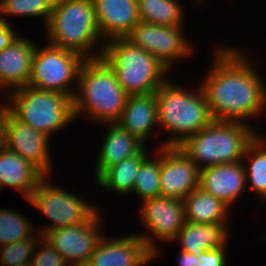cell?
<instances>
[{
	"mask_svg": "<svg viewBox=\"0 0 266 266\" xmlns=\"http://www.w3.org/2000/svg\"><path fill=\"white\" fill-rule=\"evenodd\" d=\"M140 21L163 25L183 26L185 6L180 0H137Z\"/></svg>",
	"mask_w": 266,
	"mask_h": 266,
	"instance_id": "obj_26",
	"label": "cell"
},
{
	"mask_svg": "<svg viewBox=\"0 0 266 266\" xmlns=\"http://www.w3.org/2000/svg\"><path fill=\"white\" fill-rule=\"evenodd\" d=\"M259 131L243 122L213 120L196 134L188 136L178 147L201 170L242 161L247 146Z\"/></svg>",
	"mask_w": 266,
	"mask_h": 266,
	"instance_id": "obj_5",
	"label": "cell"
},
{
	"mask_svg": "<svg viewBox=\"0 0 266 266\" xmlns=\"http://www.w3.org/2000/svg\"><path fill=\"white\" fill-rule=\"evenodd\" d=\"M140 203L142 204L137 213H140L142 225L147 229L137 233L154 252L155 261L162 253L159 243L172 242L185 223L183 201L158 196Z\"/></svg>",
	"mask_w": 266,
	"mask_h": 266,
	"instance_id": "obj_11",
	"label": "cell"
},
{
	"mask_svg": "<svg viewBox=\"0 0 266 266\" xmlns=\"http://www.w3.org/2000/svg\"><path fill=\"white\" fill-rule=\"evenodd\" d=\"M3 97L4 98L0 100V148L5 147L8 118L11 115V103L8 101L7 94H5Z\"/></svg>",
	"mask_w": 266,
	"mask_h": 266,
	"instance_id": "obj_33",
	"label": "cell"
},
{
	"mask_svg": "<svg viewBox=\"0 0 266 266\" xmlns=\"http://www.w3.org/2000/svg\"><path fill=\"white\" fill-rule=\"evenodd\" d=\"M197 83L190 90L170 77L156 92L158 129L169 134L159 148L178 146L213 121L205 94Z\"/></svg>",
	"mask_w": 266,
	"mask_h": 266,
	"instance_id": "obj_3",
	"label": "cell"
},
{
	"mask_svg": "<svg viewBox=\"0 0 266 266\" xmlns=\"http://www.w3.org/2000/svg\"><path fill=\"white\" fill-rule=\"evenodd\" d=\"M199 187L232 210L247 189L243 162L219 164L201 169Z\"/></svg>",
	"mask_w": 266,
	"mask_h": 266,
	"instance_id": "obj_17",
	"label": "cell"
},
{
	"mask_svg": "<svg viewBox=\"0 0 266 266\" xmlns=\"http://www.w3.org/2000/svg\"><path fill=\"white\" fill-rule=\"evenodd\" d=\"M102 58L129 96L156 93L171 72L152 54L126 38L108 40Z\"/></svg>",
	"mask_w": 266,
	"mask_h": 266,
	"instance_id": "obj_6",
	"label": "cell"
},
{
	"mask_svg": "<svg viewBox=\"0 0 266 266\" xmlns=\"http://www.w3.org/2000/svg\"><path fill=\"white\" fill-rule=\"evenodd\" d=\"M229 223L185 222L171 243L180 244V250L199 256L203 251L220 248L230 242Z\"/></svg>",
	"mask_w": 266,
	"mask_h": 266,
	"instance_id": "obj_22",
	"label": "cell"
},
{
	"mask_svg": "<svg viewBox=\"0 0 266 266\" xmlns=\"http://www.w3.org/2000/svg\"><path fill=\"white\" fill-rule=\"evenodd\" d=\"M46 175L34 164L10 151L0 148V191L13 188L29 200L40 181Z\"/></svg>",
	"mask_w": 266,
	"mask_h": 266,
	"instance_id": "obj_21",
	"label": "cell"
},
{
	"mask_svg": "<svg viewBox=\"0 0 266 266\" xmlns=\"http://www.w3.org/2000/svg\"><path fill=\"white\" fill-rule=\"evenodd\" d=\"M32 266H70L67 261L60 256L53 246L43 236L38 240Z\"/></svg>",
	"mask_w": 266,
	"mask_h": 266,
	"instance_id": "obj_31",
	"label": "cell"
},
{
	"mask_svg": "<svg viewBox=\"0 0 266 266\" xmlns=\"http://www.w3.org/2000/svg\"><path fill=\"white\" fill-rule=\"evenodd\" d=\"M237 46L218 45L199 84L214 121L243 122L264 115L266 81L252 57ZM249 122V123H248Z\"/></svg>",
	"mask_w": 266,
	"mask_h": 266,
	"instance_id": "obj_1",
	"label": "cell"
},
{
	"mask_svg": "<svg viewBox=\"0 0 266 266\" xmlns=\"http://www.w3.org/2000/svg\"><path fill=\"white\" fill-rule=\"evenodd\" d=\"M45 31L48 44L85 59L102 57L105 42L98 29L93 0H55Z\"/></svg>",
	"mask_w": 266,
	"mask_h": 266,
	"instance_id": "obj_4",
	"label": "cell"
},
{
	"mask_svg": "<svg viewBox=\"0 0 266 266\" xmlns=\"http://www.w3.org/2000/svg\"><path fill=\"white\" fill-rule=\"evenodd\" d=\"M184 28L186 27L163 26L140 21L126 39L152 54L170 72H173L178 62L190 59L196 53L194 52L196 45L187 38Z\"/></svg>",
	"mask_w": 266,
	"mask_h": 266,
	"instance_id": "obj_10",
	"label": "cell"
},
{
	"mask_svg": "<svg viewBox=\"0 0 266 266\" xmlns=\"http://www.w3.org/2000/svg\"><path fill=\"white\" fill-rule=\"evenodd\" d=\"M132 193L140 198V202L160 196V148L158 146L142 161L135 177Z\"/></svg>",
	"mask_w": 266,
	"mask_h": 266,
	"instance_id": "obj_27",
	"label": "cell"
},
{
	"mask_svg": "<svg viewBox=\"0 0 266 266\" xmlns=\"http://www.w3.org/2000/svg\"><path fill=\"white\" fill-rule=\"evenodd\" d=\"M110 238L104 235L86 266H147L154 252L138 234Z\"/></svg>",
	"mask_w": 266,
	"mask_h": 266,
	"instance_id": "obj_15",
	"label": "cell"
},
{
	"mask_svg": "<svg viewBox=\"0 0 266 266\" xmlns=\"http://www.w3.org/2000/svg\"><path fill=\"white\" fill-rule=\"evenodd\" d=\"M247 190L266 202V136L258 134L247 146L243 159ZM249 185V186H248Z\"/></svg>",
	"mask_w": 266,
	"mask_h": 266,
	"instance_id": "obj_25",
	"label": "cell"
},
{
	"mask_svg": "<svg viewBox=\"0 0 266 266\" xmlns=\"http://www.w3.org/2000/svg\"><path fill=\"white\" fill-rule=\"evenodd\" d=\"M227 246H222L220 248L203 251L199 256H197V265L196 266H227L228 265V256Z\"/></svg>",
	"mask_w": 266,
	"mask_h": 266,
	"instance_id": "obj_32",
	"label": "cell"
},
{
	"mask_svg": "<svg viewBox=\"0 0 266 266\" xmlns=\"http://www.w3.org/2000/svg\"><path fill=\"white\" fill-rule=\"evenodd\" d=\"M52 176L46 175L38 184L27 202L31 203L39 212L43 213L51 224L40 226L37 233L44 236L48 231L68 227L75 224H84L99 210L100 206L84 199L74 189L56 186L50 182ZM50 178V179H49ZM74 191V192H73ZM48 225V226H47Z\"/></svg>",
	"mask_w": 266,
	"mask_h": 266,
	"instance_id": "obj_8",
	"label": "cell"
},
{
	"mask_svg": "<svg viewBox=\"0 0 266 266\" xmlns=\"http://www.w3.org/2000/svg\"><path fill=\"white\" fill-rule=\"evenodd\" d=\"M116 124L146 146L158 127L156 93L128 96Z\"/></svg>",
	"mask_w": 266,
	"mask_h": 266,
	"instance_id": "obj_19",
	"label": "cell"
},
{
	"mask_svg": "<svg viewBox=\"0 0 266 266\" xmlns=\"http://www.w3.org/2000/svg\"><path fill=\"white\" fill-rule=\"evenodd\" d=\"M128 96L102 57L86 59L80 68L72 99L74 120L81 116L98 126L114 124L119 120Z\"/></svg>",
	"mask_w": 266,
	"mask_h": 266,
	"instance_id": "obj_2",
	"label": "cell"
},
{
	"mask_svg": "<svg viewBox=\"0 0 266 266\" xmlns=\"http://www.w3.org/2000/svg\"><path fill=\"white\" fill-rule=\"evenodd\" d=\"M193 1L194 4H198L197 6H202L203 4L205 5V3L208 1V0H191Z\"/></svg>",
	"mask_w": 266,
	"mask_h": 266,
	"instance_id": "obj_36",
	"label": "cell"
},
{
	"mask_svg": "<svg viewBox=\"0 0 266 266\" xmlns=\"http://www.w3.org/2000/svg\"><path fill=\"white\" fill-rule=\"evenodd\" d=\"M55 0H0V16L6 21L8 17L31 18L43 20V27L47 25L52 14Z\"/></svg>",
	"mask_w": 266,
	"mask_h": 266,
	"instance_id": "obj_29",
	"label": "cell"
},
{
	"mask_svg": "<svg viewBox=\"0 0 266 266\" xmlns=\"http://www.w3.org/2000/svg\"><path fill=\"white\" fill-rule=\"evenodd\" d=\"M85 60L80 54L48 43L43 47L37 45L27 86L56 91L73 99L77 89L78 74Z\"/></svg>",
	"mask_w": 266,
	"mask_h": 266,
	"instance_id": "obj_9",
	"label": "cell"
},
{
	"mask_svg": "<svg viewBox=\"0 0 266 266\" xmlns=\"http://www.w3.org/2000/svg\"><path fill=\"white\" fill-rule=\"evenodd\" d=\"M19 266H32V263L22 264V265H19Z\"/></svg>",
	"mask_w": 266,
	"mask_h": 266,
	"instance_id": "obj_37",
	"label": "cell"
},
{
	"mask_svg": "<svg viewBox=\"0 0 266 266\" xmlns=\"http://www.w3.org/2000/svg\"><path fill=\"white\" fill-rule=\"evenodd\" d=\"M199 172L178 146L160 148V196L183 200L199 187Z\"/></svg>",
	"mask_w": 266,
	"mask_h": 266,
	"instance_id": "obj_13",
	"label": "cell"
},
{
	"mask_svg": "<svg viewBox=\"0 0 266 266\" xmlns=\"http://www.w3.org/2000/svg\"><path fill=\"white\" fill-rule=\"evenodd\" d=\"M28 219L19 211L0 208V247L33 238L37 229Z\"/></svg>",
	"mask_w": 266,
	"mask_h": 266,
	"instance_id": "obj_28",
	"label": "cell"
},
{
	"mask_svg": "<svg viewBox=\"0 0 266 266\" xmlns=\"http://www.w3.org/2000/svg\"><path fill=\"white\" fill-rule=\"evenodd\" d=\"M144 148L139 154L124 159L108 168L94 183L105 192H115L123 197L133 192V184L142 161L151 154Z\"/></svg>",
	"mask_w": 266,
	"mask_h": 266,
	"instance_id": "obj_24",
	"label": "cell"
},
{
	"mask_svg": "<svg viewBox=\"0 0 266 266\" xmlns=\"http://www.w3.org/2000/svg\"><path fill=\"white\" fill-rule=\"evenodd\" d=\"M185 222L190 223H230L231 209L200 187L183 200ZM229 221V222H228Z\"/></svg>",
	"mask_w": 266,
	"mask_h": 266,
	"instance_id": "obj_23",
	"label": "cell"
},
{
	"mask_svg": "<svg viewBox=\"0 0 266 266\" xmlns=\"http://www.w3.org/2000/svg\"><path fill=\"white\" fill-rule=\"evenodd\" d=\"M41 237L42 235L38 233L33 238L1 246V266H19L32 263L36 244Z\"/></svg>",
	"mask_w": 266,
	"mask_h": 266,
	"instance_id": "obj_30",
	"label": "cell"
},
{
	"mask_svg": "<svg viewBox=\"0 0 266 266\" xmlns=\"http://www.w3.org/2000/svg\"><path fill=\"white\" fill-rule=\"evenodd\" d=\"M19 35L0 52V91L2 96L27 86L37 43ZM5 89V90H4Z\"/></svg>",
	"mask_w": 266,
	"mask_h": 266,
	"instance_id": "obj_16",
	"label": "cell"
},
{
	"mask_svg": "<svg viewBox=\"0 0 266 266\" xmlns=\"http://www.w3.org/2000/svg\"><path fill=\"white\" fill-rule=\"evenodd\" d=\"M102 212L99 210L84 224L51 230L43 237L70 266H86L101 239L107 235L102 233L105 220Z\"/></svg>",
	"mask_w": 266,
	"mask_h": 266,
	"instance_id": "obj_12",
	"label": "cell"
},
{
	"mask_svg": "<svg viewBox=\"0 0 266 266\" xmlns=\"http://www.w3.org/2000/svg\"><path fill=\"white\" fill-rule=\"evenodd\" d=\"M177 258L178 266H196L197 256L193 253H189L179 249Z\"/></svg>",
	"mask_w": 266,
	"mask_h": 266,
	"instance_id": "obj_35",
	"label": "cell"
},
{
	"mask_svg": "<svg viewBox=\"0 0 266 266\" xmlns=\"http://www.w3.org/2000/svg\"><path fill=\"white\" fill-rule=\"evenodd\" d=\"M107 126V131L104 133V138L94 167V181H96L108 168L118 164L124 159L130 158L139 154L145 147L141 141L124 129L120 128L116 123L102 124Z\"/></svg>",
	"mask_w": 266,
	"mask_h": 266,
	"instance_id": "obj_20",
	"label": "cell"
},
{
	"mask_svg": "<svg viewBox=\"0 0 266 266\" xmlns=\"http://www.w3.org/2000/svg\"><path fill=\"white\" fill-rule=\"evenodd\" d=\"M7 96L17 119L51 138L75 121L72 98L63 93L25 86Z\"/></svg>",
	"mask_w": 266,
	"mask_h": 266,
	"instance_id": "obj_7",
	"label": "cell"
},
{
	"mask_svg": "<svg viewBox=\"0 0 266 266\" xmlns=\"http://www.w3.org/2000/svg\"><path fill=\"white\" fill-rule=\"evenodd\" d=\"M45 133L37 131L17 119L12 113L8 118L5 147L38 167L45 175L53 176L50 140ZM51 155V156H50ZM52 172V173H51Z\"/></svg>",
	"mask_w": 266,
	"mask_h": 266,
	"instance_id": "obj_14",
	"label": "cell"
},
{
	"mask_svg": "<svg viewBox=\"0 0 266 266\" xmlns=\"http://www.w3.org/2000/svg\"><path fill=\"white\" fill-rule=\"evenodd\" d=\"M15 28L11 23L6 22L0 16V52L6 47L9 46L13 40L19 35V32H15Z\"/></svg>",
	"mask_w": 266,
	"mask_h": 266,
	"instance_id": "obj_34",
	"label": "cell"
},
{
	"mask_svg": "<svg viewBox=\"0 0 266 266\" xmlns=\"http://www.w3.org/2000/svg\"><path fill=\"white\" fill-rule=\"evenodd\" d=\"M103 41L126 38L140 22L137 0H93Z\"/></svg>",
	"mask_w": 266,
	"mask_h": 266,
	"instance_id": "obj_18",
	"label": "cell"
}]
</instances>
